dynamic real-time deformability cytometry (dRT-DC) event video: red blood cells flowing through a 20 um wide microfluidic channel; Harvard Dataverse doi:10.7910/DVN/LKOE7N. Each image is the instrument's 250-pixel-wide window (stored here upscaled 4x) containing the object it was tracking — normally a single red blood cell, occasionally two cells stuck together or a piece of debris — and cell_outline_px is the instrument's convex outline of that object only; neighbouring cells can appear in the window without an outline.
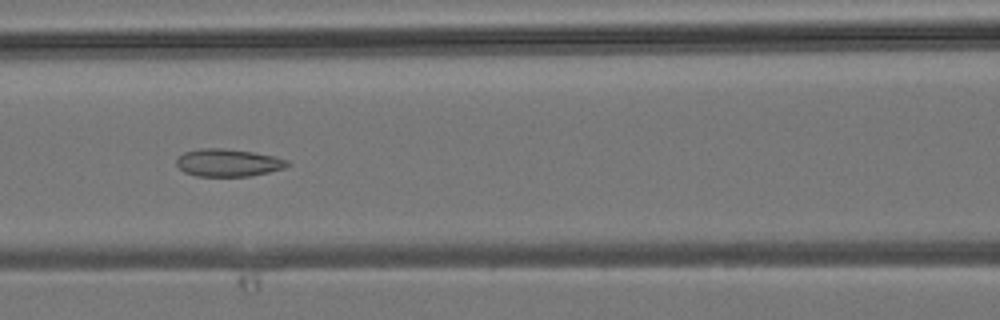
{"species": "common noctule bat (a hibernating species)", "species_latin": "Nyctalus noctula", "temperature_condition": "room temperature", "stored_images_in_passage": 38, "camera_frame_rate_fps": 3000, "um_per_image_px": 0.085, "animal": {"sex": "male", "body_mass_g": 19.2, "forearm_length_mm": 51.8}, "frame": {"image": 1, "passage_image": 14, "time_ms": 4.333, "image_size_px": [1000, 320], "cell_outline_px": [[292, 164], [284, 168], [268, 172], [248, 176], [196, 176], [184, 172], [176, 164], [176, 160], [184, 152], [200, 148], [224, 148], [252, 152], [272, 156], [288, 160]], "centroid_in_image_um": [19.39, 13.83], "position_along_channel_um": 147.2, "area_um2": 17.74}}
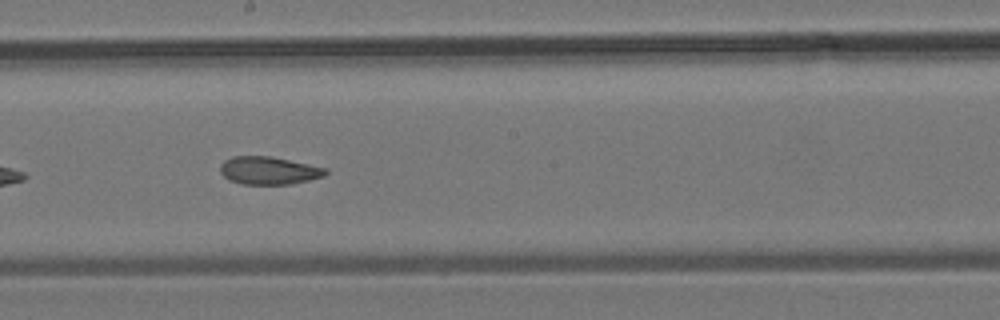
{"frame": {"image": 2, "passage_image": 19, "time_ms": 6.0, "image_size_px": [1000, 320], "cell_outline_px": [[328, 172], [324, 176], [292, 184], [240, 184], [228, 180], [220, 172], [220, 164], [224, 160], [232, 156], [268, 156], [328, 168]], "centroid_in_image_um": [22.82, 14.5], "position_along_channel_um": 225.4, "area_um2": 17.11}}
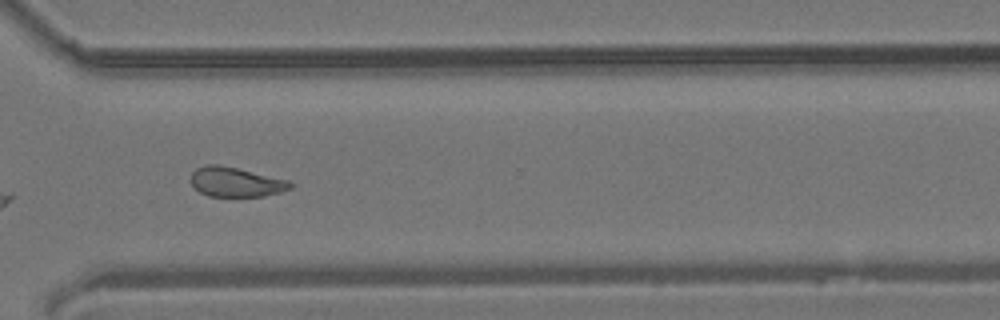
{"frame": {"image": 3, "passage_image": 27, "time_ms": 8.667, "image_size_px": [1000, 320], "cell_outline_px": [[292, 188], [280, 192], [264, 196], [208, 196], [200, 192], [192, 184], [192, 172], [196, 168], [208, 164], [220, 164], [288, 180], [292, 184]], "centroid_in_image_um": [20.04, 15.47], "position_along_channel_um": 350.6, "area_um2": 16.99}}